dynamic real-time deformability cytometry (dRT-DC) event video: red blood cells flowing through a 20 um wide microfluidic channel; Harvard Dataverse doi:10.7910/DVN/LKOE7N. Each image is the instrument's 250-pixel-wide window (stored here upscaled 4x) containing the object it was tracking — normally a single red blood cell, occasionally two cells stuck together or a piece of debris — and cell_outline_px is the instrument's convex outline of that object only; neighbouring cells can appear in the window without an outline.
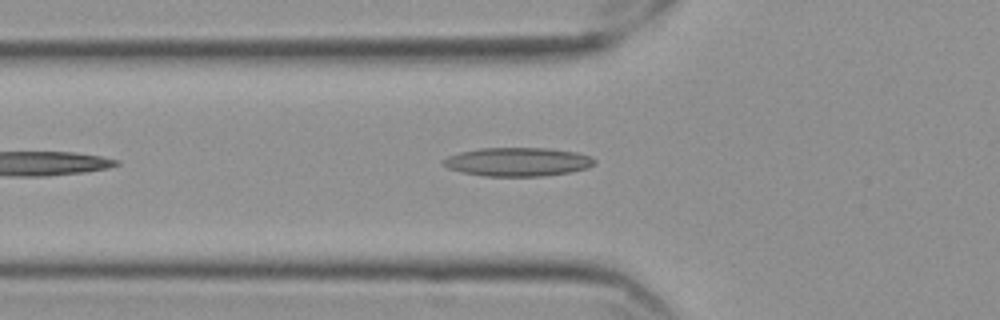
{"species": "Egyptian fruit bat (a non-hibernating species)", "species_latin": "Rousettus aegyptiacus", "temperature_condition": "cold", "stored_images_in_passage": 25, "camera_frame_rate_fps": 3000, "um_per_image_px": 0.085, "frame": {"image": 1, "passage_image": 3, "time_ms": 0.667, "image_size_px": [1000, 320], "cell_outline_px": [[596, 164], [588, 168], [572, 172], [544, 176], [484, 176], [464, 172], [448, 168], [440, 160], [448, 156], [460, 152], [480, 148], [548, 148], [576, 152], [592, 156], [596, 160]], "centroid_in_image_um": [44.06, 13.75], "position_along_channel_um": 81.7, "area_um2": 25.43}}
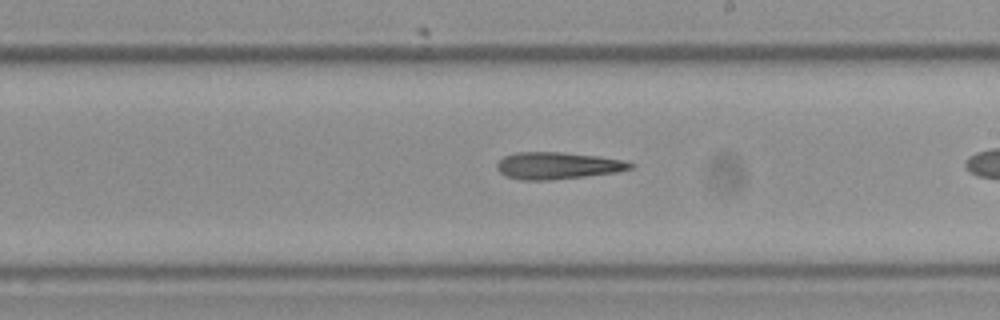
{"frame": {"image": 2, "passage_image": 13, "time_ms": 4.0, "image_size_px": [1000, 320], "cell_outline_px": [[636, 164], [632, 168], [616, 172], [584, 176], [548, 180], [520, 180], [508, 176], [500, 172], [496, 168], [496, 164], [504, 156], [516, 152], [564, 152], [600, 156], [620, 160]], "centroid_in_image_um": [47.38, 14.07], "position_along_channel_um": 241.6, "area_um2": 20.87}}
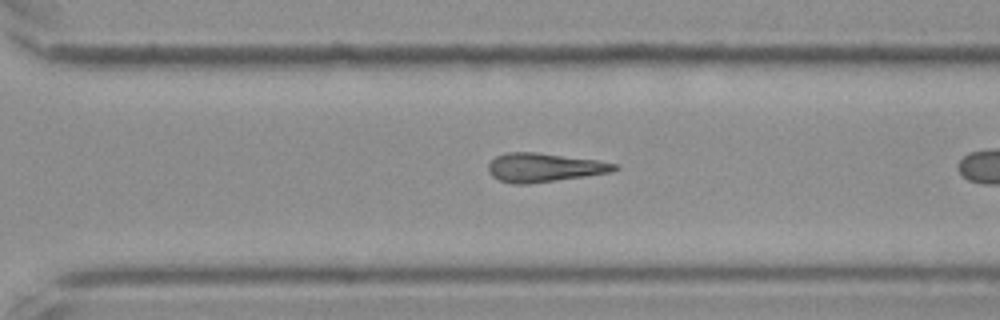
{"frame": {"image": 3, "passage_image": 20, "time_ms": 6.333, "image_size_px": [1000, 320], "cell_outline_px": [[620, 168], [612, 172], [528, 184], [512, 184], [500, 180], [492, 176], [488, 172], [488, 164], [496, 156], [508, 152], [536, 152], [596, 160], [616, 164]], "centroid_in_image_um": [46.23, 14.24], "position_along_channel_um": 324.4, "area_um2": 21.04}}